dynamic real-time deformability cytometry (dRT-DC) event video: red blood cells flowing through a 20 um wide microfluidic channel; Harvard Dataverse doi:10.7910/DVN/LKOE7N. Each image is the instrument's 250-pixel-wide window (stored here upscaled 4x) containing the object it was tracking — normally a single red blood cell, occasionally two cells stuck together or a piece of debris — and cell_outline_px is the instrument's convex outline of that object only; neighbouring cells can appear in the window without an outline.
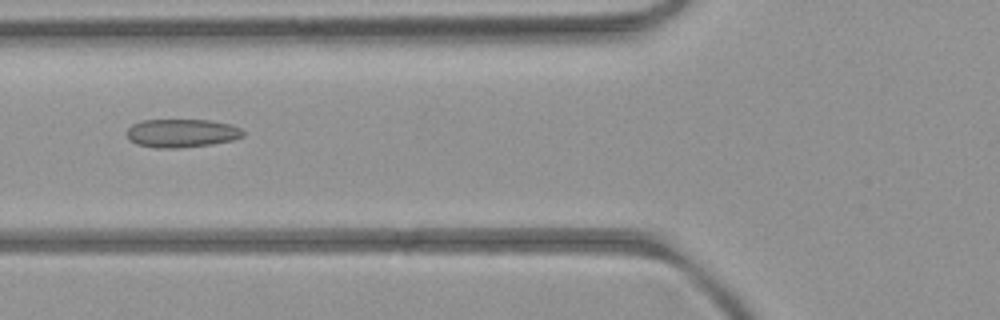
{"species": "common noctule bat (a hibernating species)", "species_latin": "Nyctalus noctula", "temperature_condition": "room temperature", "stored_images_in_passage": 6, "camera_frame_rate_fps": 3000, "um_per_image_px": 0.085, "animal": {"sex": "female", "body_mass_g": 21.9}, "frame": {"image": 1, "passage_image": 6, "time_ms": 5.667, "image_size_px": [1000, 320], "cell_outline_px": [[244, 136], [232, 140], [212, 144], [176, 148], [156, 148], [136, 144], [128, 136], [128, 128], [132, 124], [140, 120], [208, 120], [232, 124], [240, 128], [244, 132]], "centroid_in_image_um": [15.46, 11.31], "position_along_channel_um": 110.3, "area_um2": 19.19}}